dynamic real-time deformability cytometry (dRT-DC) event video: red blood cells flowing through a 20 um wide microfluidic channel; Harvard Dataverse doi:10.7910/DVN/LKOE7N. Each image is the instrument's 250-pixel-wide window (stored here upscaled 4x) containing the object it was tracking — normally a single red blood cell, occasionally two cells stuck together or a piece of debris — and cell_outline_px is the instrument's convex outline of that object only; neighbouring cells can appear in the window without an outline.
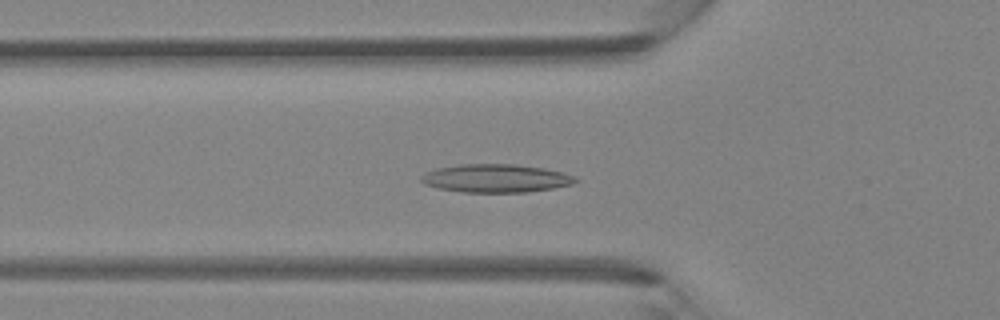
{"species": "Egyptian fruit bat (a non-hibernating species)", "species_latin": "Rousettus aegyptiacus", "temperature_condition": "room temperature", "stored_images_in_passage": 46, "camera_frame_rate_fps": 3000, "um_per_image_px": 0.085, "animal": {"sex": "female"}, "frame": {"image": 1, "passage_image": 16, "time_ms": 5.0, "image_size_px": [1000, 320], "cell_outline_px": [[580, 180], [572, 184], [552, 188], [528, 192], [460, 192], [440, 188], [424, 184], [420, 180], [420, 176], [424, 172], [440, 168], [460, 164], [516, 164], [544, 168], [564, 172], [576, 176]], "centroid_in_image_um": [42.18, 15.15], "position_along_channel_um": 83.6, "area_um2": 25.49}}
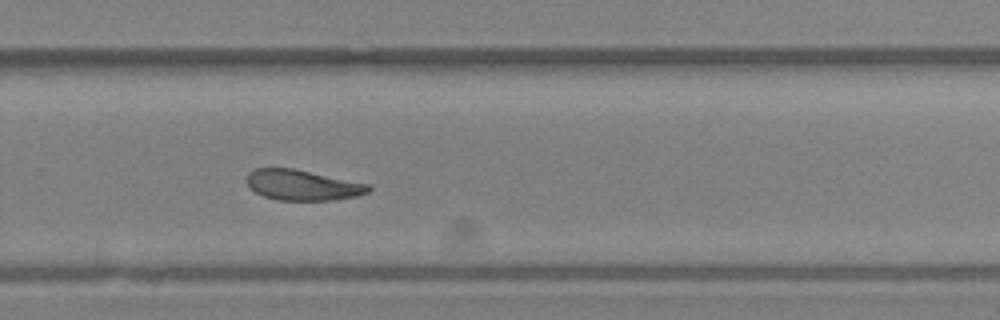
{"frame": {"image": 2, "passage_image": 31, "time_ms": 10.0, "image_size_px": [1000, 320], "cell_outline_px": [[372, 188], [368, 192], [356, 196], [332, 200], [276, 200], [264, 196], [256, 192], [248, 184], [248, 172], [256, 168], [292, 168], [372, 184]], "centroid_in_image_um": [25.76, 15.73], "position_along_channel_um": 304.0, "area_um2": 21.56}}
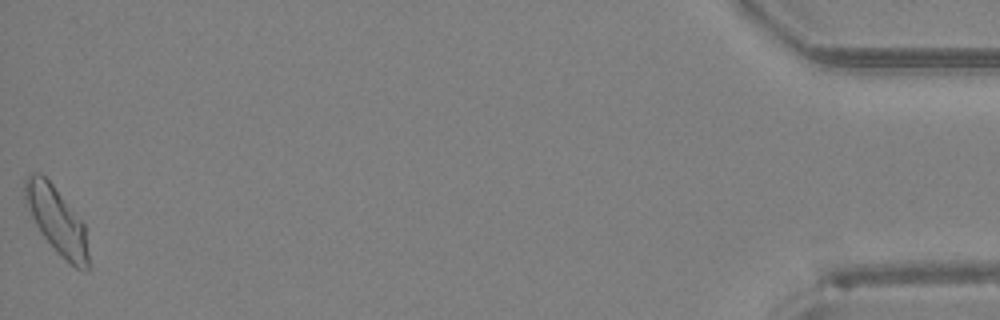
{"frame": {"image": 3, "passage_image": 46, "time_ms": 15.0, "image_size_px": [1000, 320], "cell_outline_px": [[92, 268], [84, 272], [76, 268], [40, 232], [24, 200], [24, 180], [32, 172], [40, 172], [52, 184], [84, 224]], "centroid_in_image_um": [4.86, 18.74], "position_along_channel_um": 430.3, "area_um2": 24.28}}